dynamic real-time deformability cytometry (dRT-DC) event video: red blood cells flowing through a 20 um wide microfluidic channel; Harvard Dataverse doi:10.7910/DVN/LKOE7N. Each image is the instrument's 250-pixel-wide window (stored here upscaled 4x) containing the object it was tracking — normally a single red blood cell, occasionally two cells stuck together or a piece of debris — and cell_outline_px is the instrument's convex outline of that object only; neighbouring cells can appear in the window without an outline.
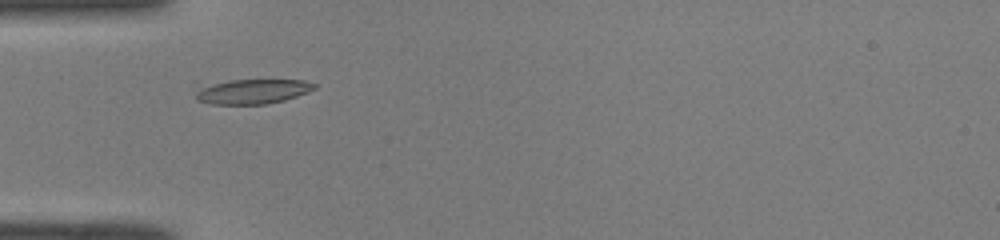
{"species": "common noctule bat (a hibernating species)", "species_latin": "Nyctalus noctula", "temperature_condition": "room temperature", "stored_images_in_passage": 35, "camera_frame_rate_fps": 3000, "um_per_image_px": 0.085, "animal": {"sex": "male", "body_mass_g": 19.0, "forearm_length_mm": 50.8}, "frame": {"image": 1, "passage_image": 1, "time_ms": 0.0, "image_size_px": [1000, 240], "cell_outline_px": [[316, 88], [308, 92], [284, 100], [268, 104], [212, 104], [196, 100], [196, 92], [212, 84], [228, 80], [304, 80], [316, 84]], "centroid_in_image_um": [21.52, 7.78], "position_along_channel_um": 63.5, "area_um2": 16.82}}
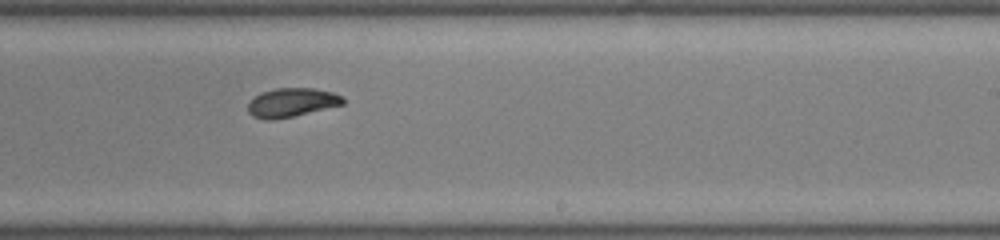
{"frame": {"image": 2, "passage_image": 16, "time_ms": 5.0, "image_size_px": [1000, 240], "cell_outline_px": [[344, 104], [292, 116], [272, 120], [264, 120], [252, 116], [248, 112], [248, 104], [260, 92], [276, 88], [316, 88], [332, 92], [344, 96]], "centroid_in_image_um": [24.79, 8.7], "position_along_channel_um": 264.2, "area_um2": 15.95}}
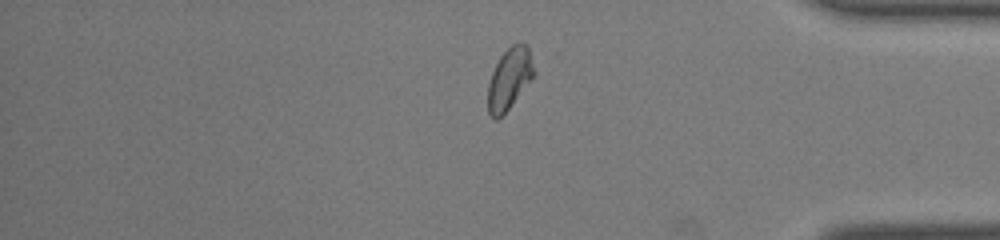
{"frame": {"image": 3, "passage_image": 27, "time_ms": 8.667, "image_size_px": [1000, 240], "cell_outline_px": [[536, 72], [508, 108], [496, 120], [488, 112], [488, 84], [492, 72], [500, 56], [512, 44], [524, 44], [528, 48]], "centroid_in_image_um": [43.29, 6.67], "position_along_channel_um": 391.9, "area_um2": 15.9}, "authors_computed_cell_mechanics": {"area_um2": 16.1262, "velocity_mm_per_s": 4.0555, "shape_relaxation_time_tau1_ms": 5.1177, "shape_relaxation_time_tau2_ms": 3.7352, "deformation_change_tau1": 0.1726, "deformation_change_tau2": 0.0371}}